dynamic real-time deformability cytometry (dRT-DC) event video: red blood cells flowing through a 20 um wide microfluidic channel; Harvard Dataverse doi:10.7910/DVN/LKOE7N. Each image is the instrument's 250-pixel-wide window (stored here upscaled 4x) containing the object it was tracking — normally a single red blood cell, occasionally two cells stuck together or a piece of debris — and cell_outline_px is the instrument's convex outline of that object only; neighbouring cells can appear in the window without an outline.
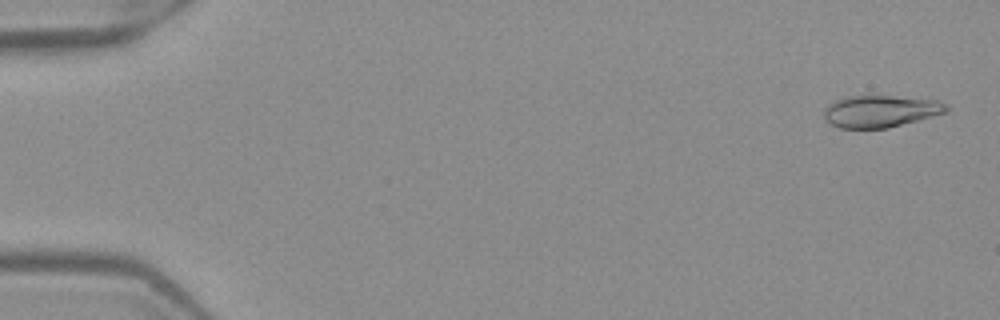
{"species": "Egyptian fruit bat (a non-hibernating species)", "species_latin": "Rousettus aegyptiacus", "temperature_condition": "warm", "stored_images_in_passage": 42, "camera_frame_rate_fps": 3000, "um_per_image_px": 0.085, "frame": {"image": 1, "passage_image": 2, "time_ms": 0.333, "image_size_px": [1000, 320], "cell_outline_px": [[948, 112], [888, 128], [840, 128], [824, 120], [824, 112], [828, 104], [836, 100], [848, 96], [892, 96], [936, 100], [948, 104]], "centroid_in_image_um": [74.85, 9.46], "position_along_channel_um": 10.2, "area_um2": 22.72}}
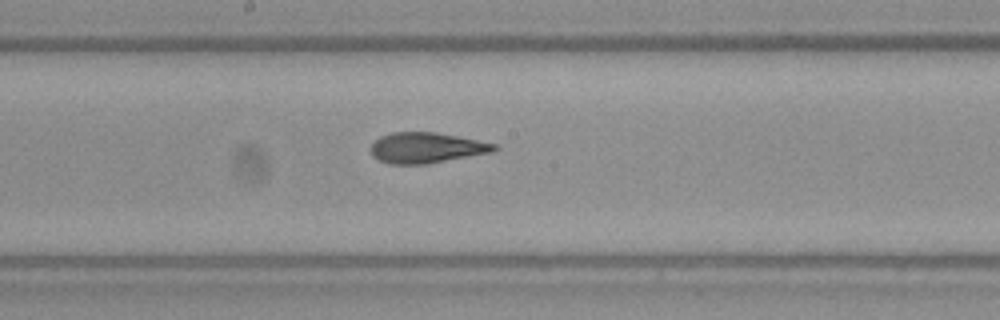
{"frame": {"image": 2, "passage_image": 28, "time_ms": 9.0, "image_size_px": [1000, 320], "cell_outline_px": [[500, 148], [492, 152], [428, 164], [388, 164], [372, 156], [368, 148], [380, 136], [392, 132], [436, 132], [496, 144]], "centroid_in_image_um": [36.21, 12.57], "position_along_channel_um": 212.0, "area_um2": 22.08}}
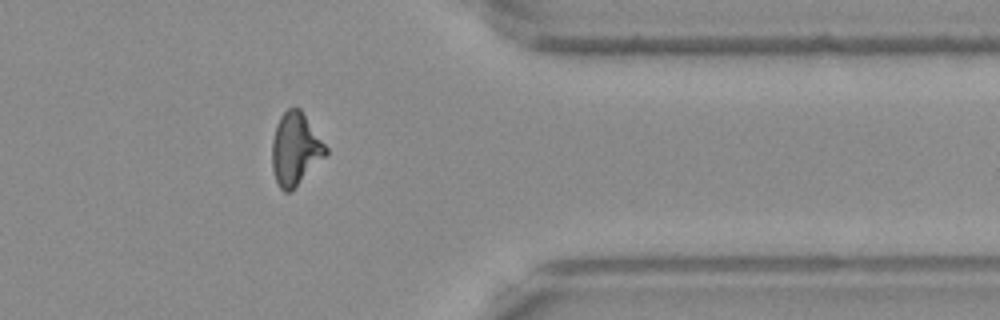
{"frame": {"image": 3, "passage_image": 42, "time_ms": 13.667, "image_size_px": [1000, 320], "cell_outline_px": [[328, 152], [288, 192], [284, 192], [280, 188], [276, 180], [272, 168], [272, 140], [276, 124], [280, 116], [288, 108], [300, 108], [328, 148]], "centroid_in_image_um": [25.07, 12.61], "position_along_channel_um": 386.3, "area_um2": 22.08}, "authors_computed_cell_mechanics": {"area_um2": 22.4842, "velocity_mm_per_s": 4.0087, "shape_relaxation_time_tau1_ms": null, "shape_relaxation_time_tau2_ms": 1.7743, "deformation_change_tau1": null, "deformation_change_tau2": 0.0936}}